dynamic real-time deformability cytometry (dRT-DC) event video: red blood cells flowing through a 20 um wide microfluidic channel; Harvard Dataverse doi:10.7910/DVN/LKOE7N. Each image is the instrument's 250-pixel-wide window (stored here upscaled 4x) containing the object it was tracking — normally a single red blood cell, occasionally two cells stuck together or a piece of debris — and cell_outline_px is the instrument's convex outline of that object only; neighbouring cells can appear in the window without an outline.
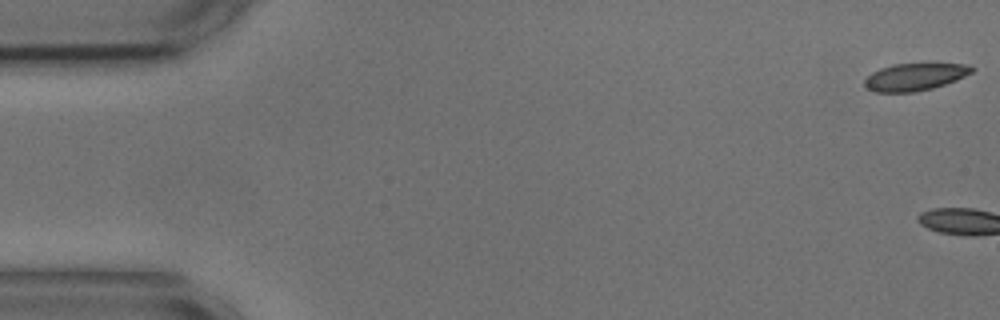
{"species": "common noctule bat (a hibernating species)", "species_latin": "Nyctalus noctula", "temperature_condition": "cold", "stored_images_in_passage": 3, "camera_frame_rate_fps": 3000, "um_per_image_px": 0.085, "animal": {"sex": "male", "body_mass_g": 17.9, "forearm_length_mm": 54.2}, "frame": {"image": 1, "passage_image": 1, "time_ms": 0.0, "image_size_px": [1000, 320], "cell_outline_px": [[976, 68], [972, 72], [956, 80], [932, 88], [916, 92], [876, 92], [864, 88], [864, 80], [872, 72], [880, 68], [892, 64], [964, 64]], "centroid_in_image_um": [77.72, 6.54], "position_along_channel_um": 7.3, "area_um2": 16.99}}